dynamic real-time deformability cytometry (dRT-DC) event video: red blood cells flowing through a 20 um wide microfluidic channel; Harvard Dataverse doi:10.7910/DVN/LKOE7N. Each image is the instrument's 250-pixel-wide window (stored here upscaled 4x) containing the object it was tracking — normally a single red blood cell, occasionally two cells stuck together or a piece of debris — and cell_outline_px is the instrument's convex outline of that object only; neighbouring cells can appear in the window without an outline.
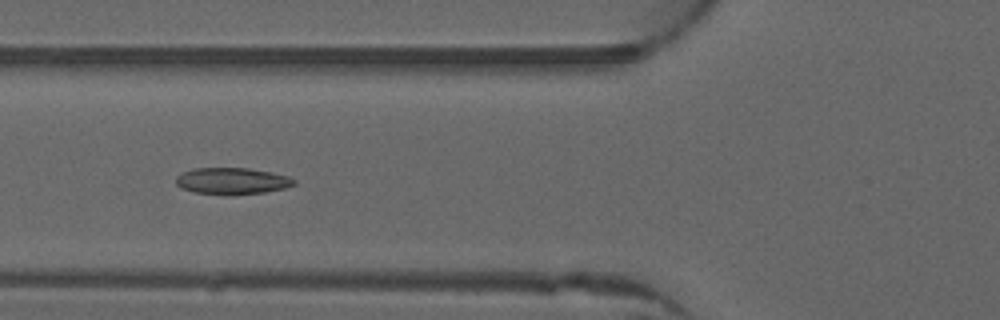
{"species": "common noctule bat (a hibernating species)", "species_latin": "Nyctalus noctula", "temperature_condition": "warm", "stored_images_in_passage": 42, "camera_frame_rate_fps": 3000, "um_per_image_px": 0.085, "animal": {"sex": "male", "forearm_length_mm": 52.5}, "frame": {"image": 1, "passage_image": 10, "time_ms": 3.0, "image_size_px": [1000, 320], "cell_outline_px": [[296, 184], [284, 188], [264, 192], [228, 196], [196, 192], [180, 188], [176, 184], [176, 176], [180, 172], [192, 168], [248, 168], [272, 172], [288, 176], [296, 180]], "centroid_in_image_um": [19.7, 15.39], "position_along_channel_um": 106.1, "area_um2": 18.61}}
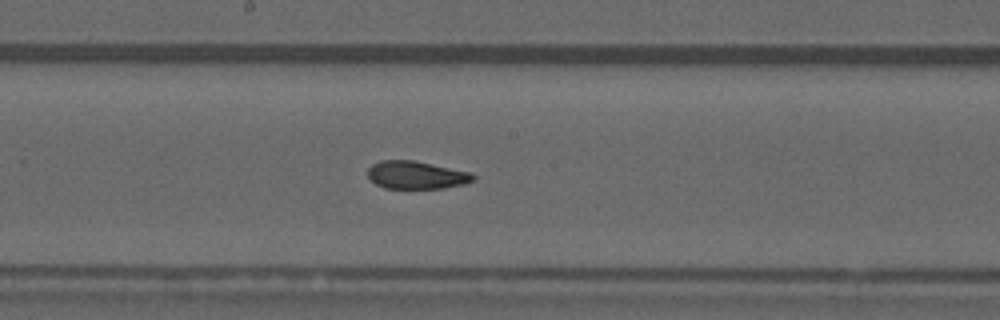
{"frame": {"image": 2, "passage_image": 18, "time_ms": 5.667, "image_size_px": [1000, 320], "cell_outline_px": [[476, 180], [464, 184], [444, 188], [384, 188], [376, 184], [368, 176], [368, 168], [372, 164], [380, 160], [412, 160], [472, 172], [476, 176]], "centroid_in_image_um": [35.42, 14.87], "position_along_channel_um": 212.8, "area_um2": 17.17}}
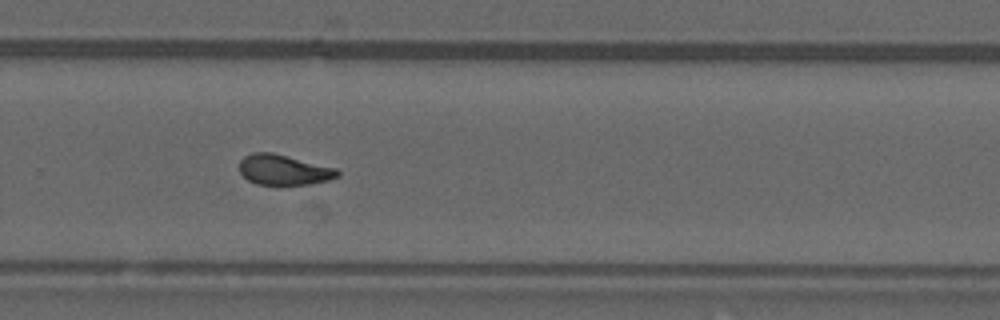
{"frame": {"image": 3, "passage_image": 25, "time_ms": 8.0, "image_size_px": [1000, 320], "cell_outline_px": [[340, 176], [328, 180], [308, 184], [256, 184], [248, 180], [240, 172], [240, 160], [244, 156], [252, 152], [272, 152], [336, 168], [340, 172]], "centroid_in_image_um": [24.11, 14.42], "position_along_channel_um": 305.7, "area_um2": 17.22}, "authors_computed_cell_mechanics": {"area_um2": 17.6001, "velocity_mm_per_s": 4.0109, "shape_relaxation_time_tau1_ms": null, "shape_relaxation_time_tau2_ms": 1.8299, "deformation_change_tau1": null, "deformation_change_tau2": 0.0759}}